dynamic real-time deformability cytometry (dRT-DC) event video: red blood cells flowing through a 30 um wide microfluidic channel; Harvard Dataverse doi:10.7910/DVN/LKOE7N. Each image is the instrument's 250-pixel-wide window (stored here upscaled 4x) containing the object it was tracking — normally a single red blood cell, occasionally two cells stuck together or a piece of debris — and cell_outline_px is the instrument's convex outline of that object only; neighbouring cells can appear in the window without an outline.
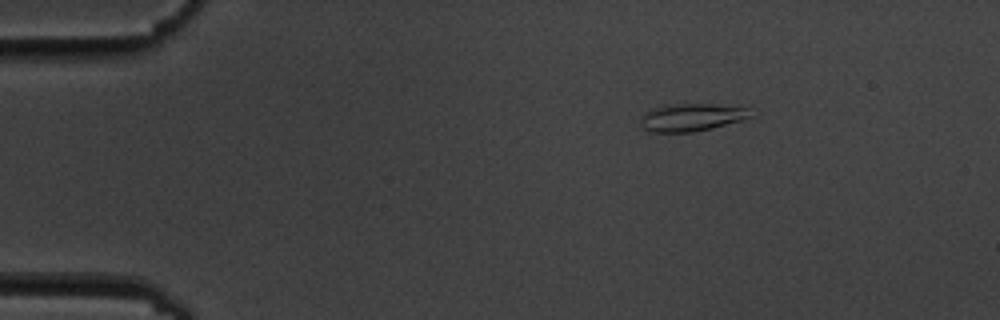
{"species": "common noctule bat (a hibernating species)", "species_latin": "Nyctalus noctula", "temperature_condition": "cold", "stored_images_in_passage": 6, "camera_frame_rate_fps": 3000, "um_per_image_px": 0.085, "animal": {"sex": "male", "body_mass_g": 19.5, "forearm_length_mm": 54.6}, "frame": {"image": 1, "passage_image": 3, "time_ms": 2.333, "image_size_px": [1000, 320], "cell_outline_px": [[756, 116], [744, 120], [712, 128], [692, 132], [648, 132], [640, 124], [640, 120], [648, 112], [660, 104], [712, 104], [748, 108]], "centroid_in_image_um": [58.83, 9.97], "position_along_channel_um": 26.2, "area_um2": 17.86}}